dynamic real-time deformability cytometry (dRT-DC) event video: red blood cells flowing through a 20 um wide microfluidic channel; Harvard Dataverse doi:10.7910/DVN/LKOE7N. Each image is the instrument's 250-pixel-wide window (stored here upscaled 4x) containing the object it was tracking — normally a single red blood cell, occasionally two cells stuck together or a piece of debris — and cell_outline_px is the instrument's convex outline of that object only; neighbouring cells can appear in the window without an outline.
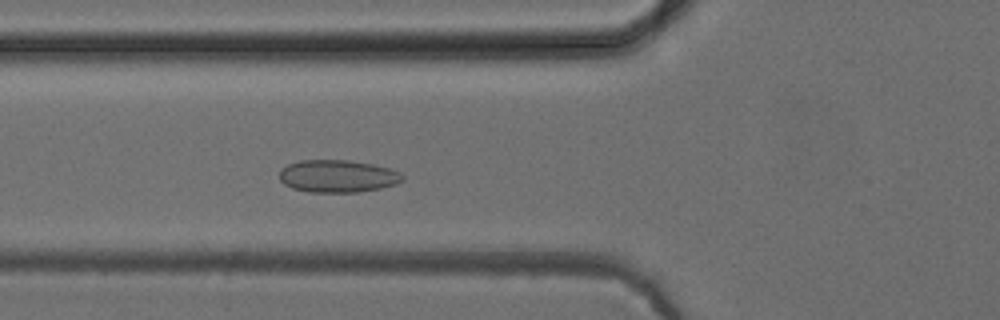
{"species": "common noctule bat (a hibernating species)", "species_latin": "Nyctalus noctula", "temperature_condition": "cold", "stored_images_in_passage": 50, "segment_of_instrument_passage": [1, 2], "camera_frame_rate_fps": 3000, "um_per_image_px": 0.085, "animal": {"sex": "female", "body_mass_g": 24.6, "forearm_length_mm": 56.2}, "frame": {"image": 1, "passage_image": 16, "time_ms": 5.0, "image_size_px": [1000, 320], "cell_outline_px": [[404, 180], [396, 184], [380, 188], [356, 192], [308, 192], [292, 188], [284, 184], [280, 180], [280, 168], [288, 164], [300, 160], [348, 160], [372, 164], [388, 168], [400, 172], [404, 176]], "centroid_in_image_um": [28.69, 14.97], "position_along_channel_um": 97.1, "area_um2": 23.35}}
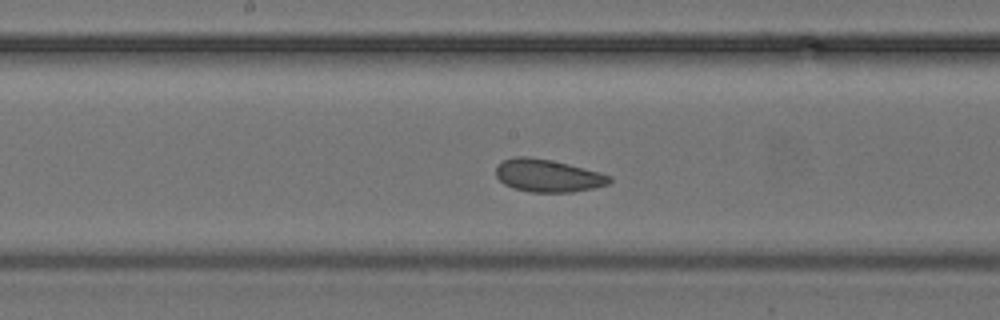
{"frame": {"image": 2, "passage_image": 24, "time_ms": 7.667, "image_size_px": [1000, 320], "cell_outline_px": [[612, 180], [608, 184], [592, 188], [572, 192], [532, 192], [516, 188], [504, 184], [496, 176], [496, 168], [504, 160], [516, 156], [528, 156], [552, 160], [600, 172], [612, 176]], "centroid_in_image_um": [46.59, 14.92], "position_along_channel_um": 201.6, "area_um2": 21.44}}
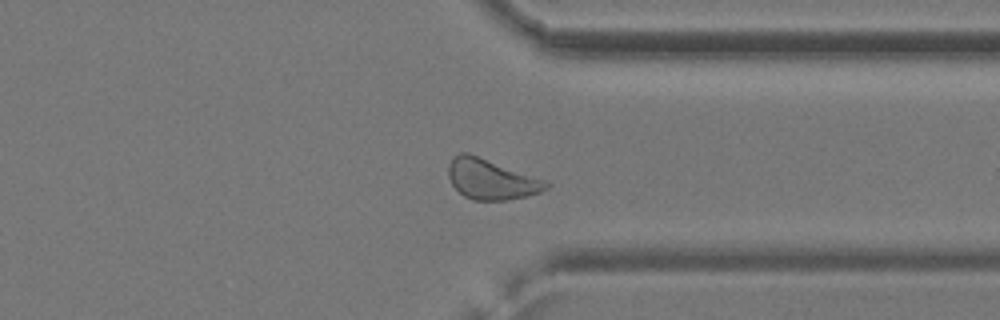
{"frame": {"image": 3, "passage_image": 37, "time_ms": 12.0, "image_size_px": [1000, 320], "cell_outline_px": [[552, 184], [548, 188], [540, 192], [528, 196], [504, 200], [472, 200], [464, 196], [452, 184], [448, 176], [448, 164], [452, 156], [460, 152], [468, 152], [548, 180]], "centroid_in_image_um": [41.77, 15.22], "position_along_channel_um": 369.6, "area_um2": 23.35}}